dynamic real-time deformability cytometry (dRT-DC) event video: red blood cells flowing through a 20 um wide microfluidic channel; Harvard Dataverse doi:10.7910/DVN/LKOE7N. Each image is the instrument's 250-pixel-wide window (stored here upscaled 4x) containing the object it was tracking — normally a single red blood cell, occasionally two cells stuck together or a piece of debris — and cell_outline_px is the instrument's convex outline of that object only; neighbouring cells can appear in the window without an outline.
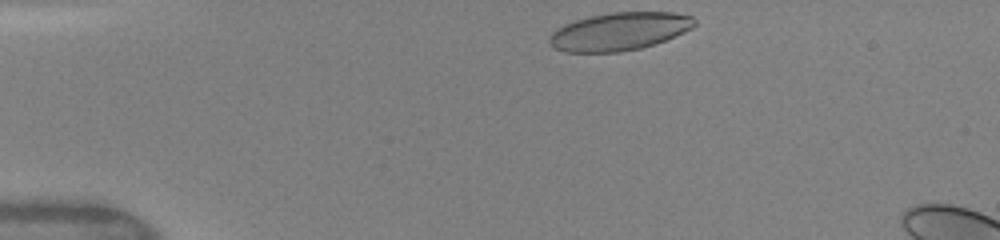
{"species": "human", "species_latin": "Homo sapiens", "temperature_condition": "warm", "stored_images_in_passage": 40, "camera_frame_rate_fps": 3000, "um_per_image_px": 0.085, "donor": {"sex": "female"}, "frame": {"image": 1, "passage_image": 1, "time_ms": 0.0, "image_size_px": [1000, 240], "cell_outline_px": [[696, 24], [692, 28], [684, 32], [664, 40], [640, 48], [620, 52], [564, 52], [552, 48], [548, 40], [548, 36], [556, 28], [564, 24], [576, 20], [592, 16], [612, 12], [672, 12], [692, 16], [696, 20]], "centroid_in_image_um": [52.61, 2.67], "position_along_channel_um": 32.4, "area_um2": 32.08}}
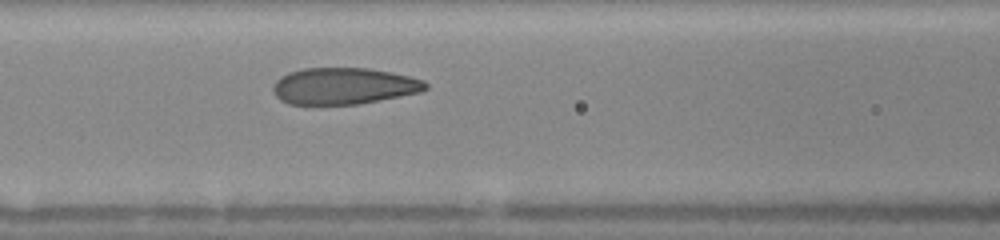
{"frame": {"image": 2, "passage_image": 13, "time_ms": 4.0, "image_size_px": [1000, 240], "cell_outline_px": [[428, 88], [420, 92], [400, 96], [356, 104], [288, 104], [280, 100], [276, 96], [272, 88], [276, 80], [280, 76], [288, 72], [304, 68], [368, 68], [392, 72], [424, 80], [428, 84]], "centroid_in_image_um": [29.2, 7.3], "position_along_channel_um": 137.4, "area_um2": 32.48}}
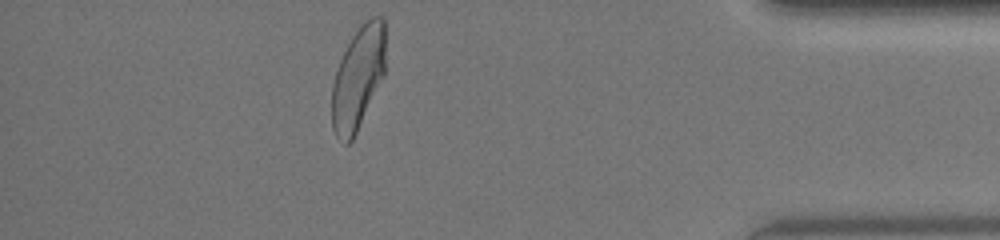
{"frame": {"image": 3, "passage_image": 35, "time_ms": 11.333, "image_size_px": [1000, 240], "cell_outline_px": [[384, 76], [352, 140], [348, 144], [344, 144], [336, 136], [332, 128], [332, 84], [340, 60], [352, 36], [360, 24], [372, 16], [380, 16], [384, 20]], "centroid_in_image_um": [30.42, 6.63], "position_along_channel_um": 404.8, "area_um2": 31.91}, "authors_computed_cell_mechanics": {"area_um2": 33.1194, "velocity_mm_per_s": 4.1291, "shape_relaxation_time_tau1_ms": 4.0355, "shape_relaxation_time_tau2_ms": 0.6875, "deformation_change_tau1": 0.186, "deformation_change_tau2": 0.0742}}